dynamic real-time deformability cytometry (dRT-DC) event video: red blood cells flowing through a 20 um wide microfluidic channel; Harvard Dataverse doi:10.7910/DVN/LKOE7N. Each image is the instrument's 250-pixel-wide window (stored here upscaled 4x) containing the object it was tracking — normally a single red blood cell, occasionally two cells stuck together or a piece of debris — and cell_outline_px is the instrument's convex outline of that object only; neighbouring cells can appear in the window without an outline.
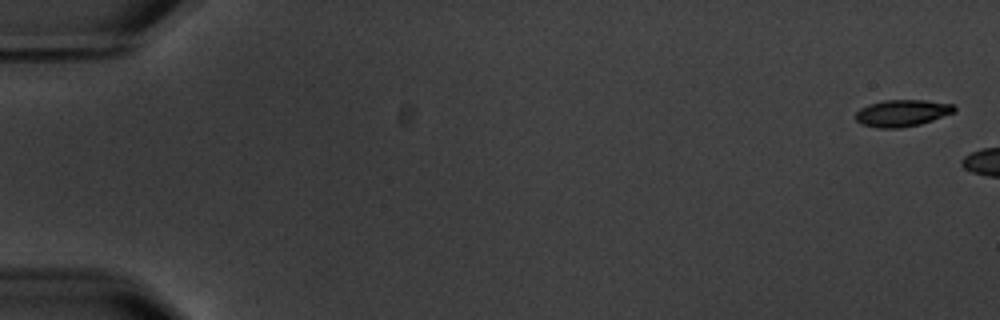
{"species": "common noctule bat (a hibernating species)", "species_latin": "Nyctalus noctula", "temperature_condition": "warm", "stored_images_in_passage": 2, "camera_frame_rate_fps": 3000, "um_per_image_px": 0.085, "animal": {"sex": "male", "body_mass_g": 20.1, "forearm_length_mm": 53.5}, "frame": {"image": 1, "passage_image": 1, "time_ms": 0.0, "image_size_px": [1000, 320], "cell_outline_px": [[956, 112], [920, 124], [900, 128], [876, 128], [860, 124], [856, 120], [856, 112], [860, 108], [868, 104], [884, 100], [924, 100], [952, 104], [956, 108]], "centroid_in_image_um": [76.66, 9.61], "position_along_channel_um": 8.3, "area_um2": 15.49}}